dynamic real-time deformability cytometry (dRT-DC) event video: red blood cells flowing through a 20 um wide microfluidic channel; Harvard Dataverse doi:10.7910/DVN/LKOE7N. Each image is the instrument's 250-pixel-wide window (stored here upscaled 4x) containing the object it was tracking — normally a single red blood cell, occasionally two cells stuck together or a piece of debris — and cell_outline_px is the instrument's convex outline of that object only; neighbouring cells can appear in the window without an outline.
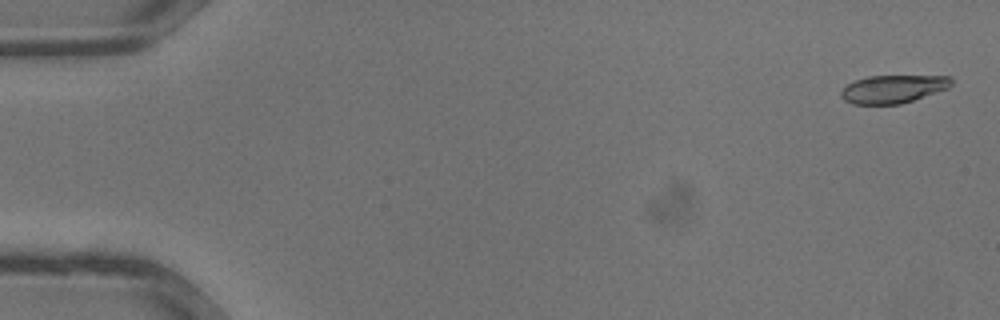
{"species": "common noctule bat (a hibernating species)", "species_latin": "Nyctalus noctula", "temperature_condition": "warm", "stored_images_in_passage": 8, "camera_frame_rate_fps": 3000, "um_per_image_px": 0.085, "animal": {"sex": "male", "body_mass_g": 13.3}, "frame": {"image": 1, "passage_image": 1, "time_ms": 0.0, "image_size_px": [1000, 320], "cell_outline_px": [[952, 84], [948, 88], [900, 104], [852, 104], [844, 100], [840, 96], [840, 92], [848, 84], [856, 80], [868, 76], [952, 76]], "centroid_in_image_um": [75.9, 7.56], "position_along_channel_um": 9.1, "area_um2": 17.86}}